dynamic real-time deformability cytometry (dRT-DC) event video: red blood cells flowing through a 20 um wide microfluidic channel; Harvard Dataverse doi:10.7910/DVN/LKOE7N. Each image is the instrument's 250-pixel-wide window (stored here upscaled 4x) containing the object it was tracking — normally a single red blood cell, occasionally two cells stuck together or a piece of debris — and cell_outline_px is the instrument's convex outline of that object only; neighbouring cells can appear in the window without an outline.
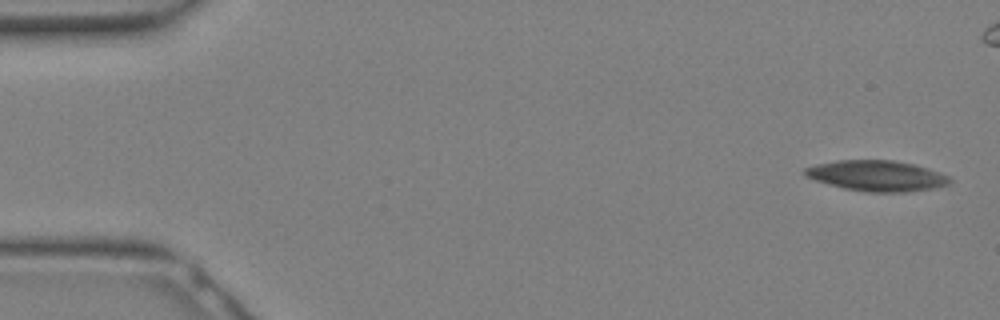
{"species": "Egyptian fruit bat (a non-hibernating species)", "species_latin": "Rousettus aegyptiacus", "temperature_condition": "warm", "stored_images_in_passage": 10, "camera_frame_rate_fps": 3000, "um_per_image_px": 0.085, "animal": {"sex": "female"}, "frame": {"image": 1, "passage_image": 1, "time_ms": 0.0, "image_size_px": [1000, 320], "cell_outline_px": [[952, 180], [948, 184], [932, 188], [904, 192], [868, 192], [844, 188], [828, 184], [804, 176], [804, 168], [816, 164], [836, 160], [892, 160], [916, 164], [928, 168], [948, 176]], "centroid_in_image_um": [74.51, 14.93], "position_along_channel_um": 10.5, "area_um2": 25.78}}